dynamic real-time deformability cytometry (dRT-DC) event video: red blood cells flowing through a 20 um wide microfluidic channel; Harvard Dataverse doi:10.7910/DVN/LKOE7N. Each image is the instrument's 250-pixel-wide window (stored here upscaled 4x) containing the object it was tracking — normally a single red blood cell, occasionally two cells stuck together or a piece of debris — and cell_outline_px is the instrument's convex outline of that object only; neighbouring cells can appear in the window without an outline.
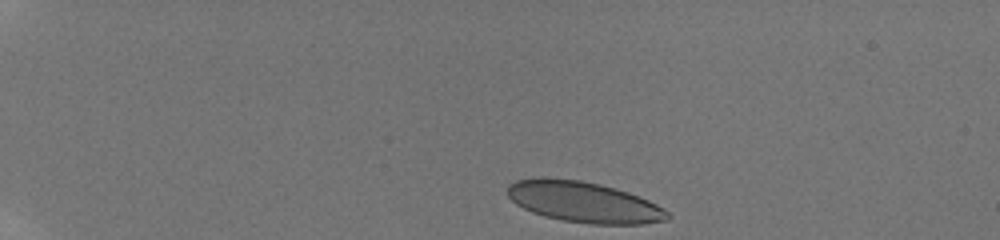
{"species": "human", "species_latin": "Homo sapiens", "temperature_condition": "room temperature", "stored_images_in_passage": 43, "camera_frame_rate_fps": 3000, "um_per_image_px": 0.085, "donor": {"sex": "male"}, "frame": {"image": 1, "passage_image": 1, "time_ms": 0.0, "image_size_px": [1000, 240], "cell_outline_px": [[672, 216], [668, 220], [644, 224], [592, 224], [564, 220], [544, 216], [532, 212], [516, 204], [508, 196], [508, 184], [516, 180], [536, 176], [544, 176], [580, 180], [600, 184], [628, 192], [640, 196], [664, 208]], "centroid_in_image_um": [49.61, 17.16], "position_along_channel_um": 35.4, "area_um2": 38.38}}
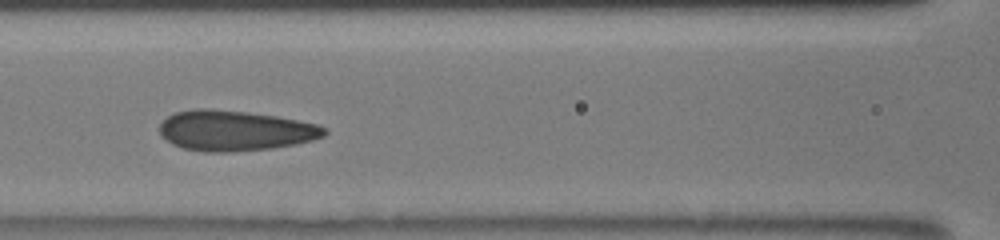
{"frame": {"image": 2, "passage_image": 17, "time_ms": 5.333, "image_size_px": [1000, 240], "cell_outline_px": [[328, 132], [324, 136], [312, 140], [296, 144], [272, 148], [232, 152], [204, 152], [184, 148], [172, 144], [160, 136], [160, 124], [168, 116], [176, 112], [196, 108], [212, 108], [248, 112], [276, 116], [316, 124], [328, 128]], "centroid_in_image_um": [19.97, 11.1], "position_along_channel_um": 146.6, "area_um2": 38.96}}
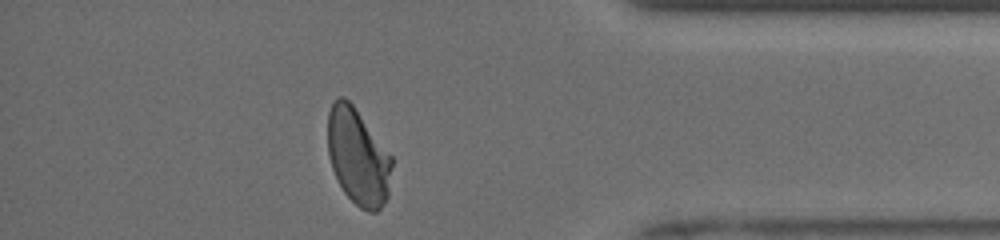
{"frame": {"image": 3, "passage_image": 38, "time_ms": 12.333, "image_size_px": [1000, 240], "cell_outline_px": [[392, 164], [388, 196], [384, 204], [376, 212], [368, 212], [360, 208], [344, 192], [336, 180], [328, 156], [328, 112], [336, 96], [344, 96], [352, 104], [392, 156]], "centroid_in_image_um": [30.42, 13.34], "position_along_channel_um": 404.8, "area_um2": 36.07}, "authors_computed_cell_mechanics": {"area_um2": 37.9168, "velocity_mm_per_s": 3.9477, "shape_relaxation_time_tau1_ms": 5.68, "shape_relaxation_time_tau2_ms": 0.8394, "deformation_change_tau1": 0.1665, "deformation_change_tau2": 0.0773}}